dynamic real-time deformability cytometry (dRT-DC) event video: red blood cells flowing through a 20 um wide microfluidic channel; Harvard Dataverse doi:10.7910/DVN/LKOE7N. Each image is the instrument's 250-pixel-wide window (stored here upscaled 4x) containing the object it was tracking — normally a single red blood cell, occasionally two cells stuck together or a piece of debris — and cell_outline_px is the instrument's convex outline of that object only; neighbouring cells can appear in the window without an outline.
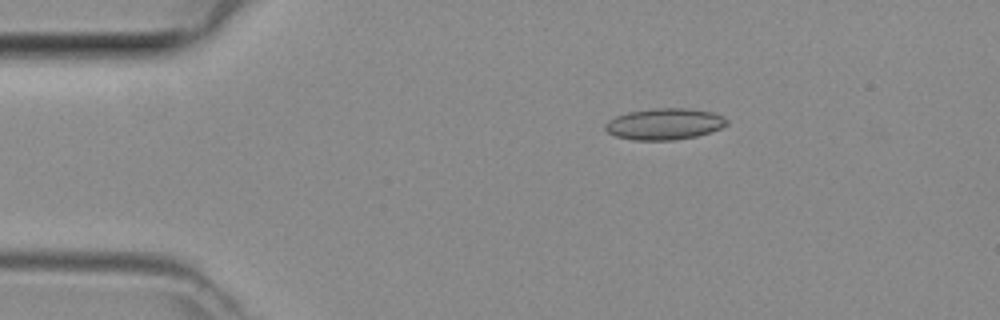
{"species": "common noctule bat (a hibernating species)", "species_latin": "Nyctalus noctula", "temperature_condition": "room temperature", "stored_images_in_passage": 39, "camera_frame_rate_fps": 3000, "um_per_image_px": 0.085, "animal": {"sex": "female", "body_mass_g": 29.2, "forearm_length_mm": 56.3}, "frame": {"image": 1, "passage_image": 1, "time_ms": 0.0, "image_size_px": [1000, 320], "cell_outline_px": [[728, 124], [720, 128], [696, 136], [672, 140], [632, 140], [616, 136], [608, 132], [604, 128], [604, 124], [608, 120], [616, 116], [628, 112], [656, 108], [688, 108], [712, 112], [724, 116], [728, 120]], "centroid_in_image_um": [56.47, 10.53], "position_along_channel_um": 28.5, "area_um2": 22.2}}
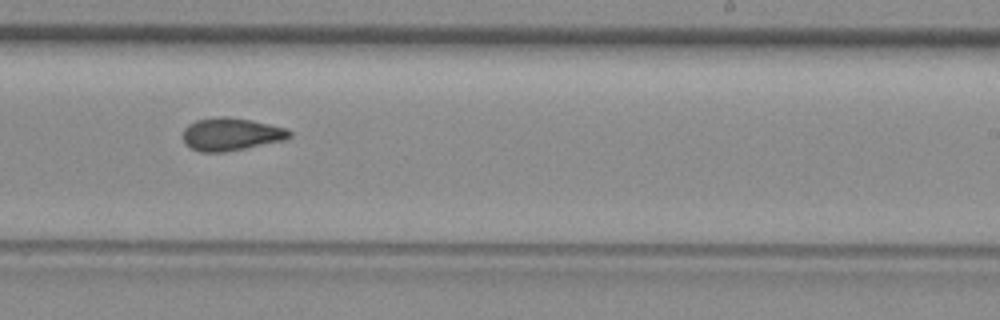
{"frame": {"image": 2, "passage_image": 21, "time_ms": 6.667, "image_size_px": [1000, 320], "cell_outline_px": [[292, 136], [284, 140], [224, 152], [200, 152], [192, 148], [184, 140], [184, 128], [188, 124], [196, 120], [220, 116], [224, 116], [252, 120], [284, 128], [292, 132]], "centroid_in_image_um": [19.64, 11.4], "position_along_channel_um": 269.4, "area_um2": 20.06}}
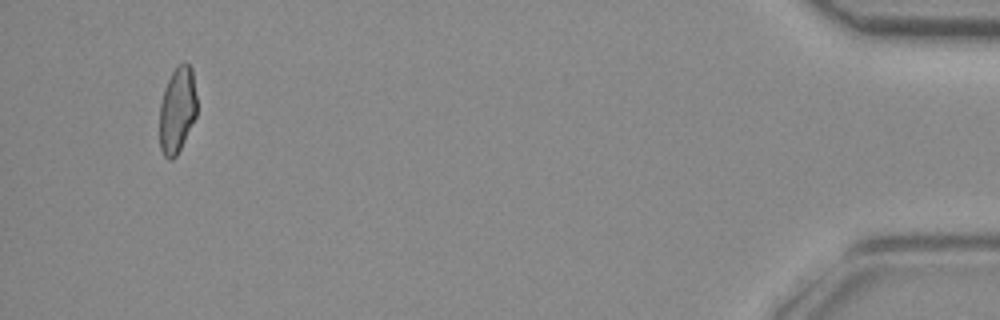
{"frame": {"image": 3, "passage_image": 37, "time_ms": 12.0, "image_size_px": [1000, 320], "cell_outline_px": [[196, 116], [176, 156], [172, 160], [168, 160], [164, 156], [160, 148], [160, 104], [164, 88], [176, 64], [188, 64], [192, 68], [196, 96]], "centroid_in_image_um": [15.05, 9.35], "position_along_channel_um": 420.1, "area_um2": 18.61}}